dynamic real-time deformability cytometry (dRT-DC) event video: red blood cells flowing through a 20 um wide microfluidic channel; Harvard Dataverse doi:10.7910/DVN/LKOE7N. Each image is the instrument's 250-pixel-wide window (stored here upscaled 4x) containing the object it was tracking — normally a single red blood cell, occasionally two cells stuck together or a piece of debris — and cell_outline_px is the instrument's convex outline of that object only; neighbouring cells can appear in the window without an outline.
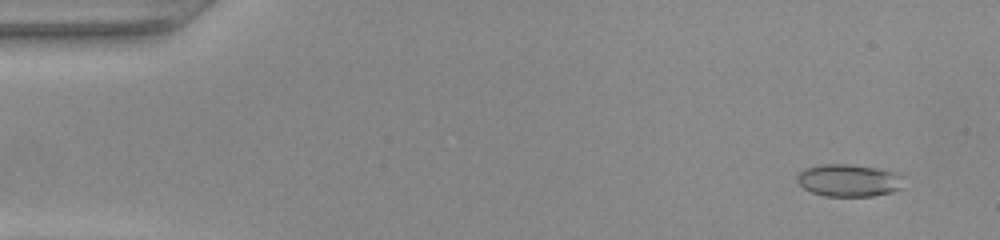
{"species": "common noctule bat (a hibernating species)", "species_latin": "Nyctalus noctula", "temperature_condition": "warm", "stored_images_in_passage": 50, "camera_frame_rate_fps": 3000, "um_per_image_px": 0.085, "animal": {"sex": "female", "body_mass_g": 22.0, "forearm_length_mm": 56.7}, "frame": {"image": 1, "passage_image": 4, "time_ms": 1.0, "image_size_px": [1000, 240], "cell_outline_px": [[904, 176], [900, 188], [892, 192], [872, 196], [824, 196], [812, 192], [804, 188], [796, 180], [796, 176], [804, 168], [824, 164], [848, 164], [876, 168], [896, 172]], "centroid_in_image_um": [72.14, 15.33], "position_along_channel_um": 12.9, "area_um2": 20.11}}
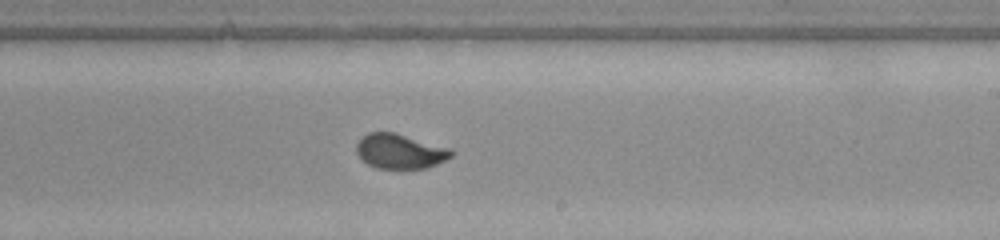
{"frame": {"image": 2, "passage_image": 30, "time_ms": 9.667, "image_size_px": [1000, 240], "cell_outline_px": [[452, 156], [436, 164], [424, 168], [376, 168], [368, 164], [356, 152], [356, 144], [368, 132], [392, 132], [448, 148], [452, 152]], "centroid_in_image_um": [33.95, 12.86], "position_along_channel_um": 255.0, "area_um2": 18.61}}
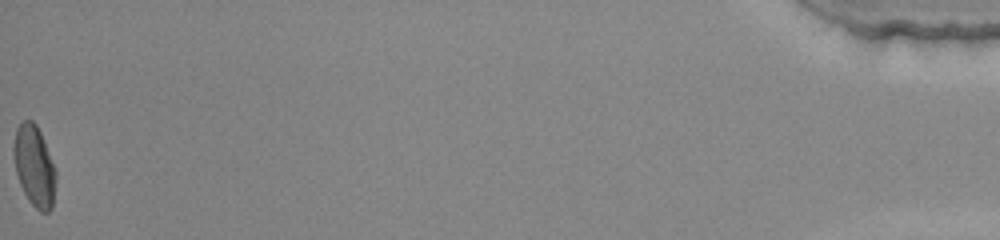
{"frame": {"image": 3, "passage_image": 50, "time_ms": 16.333, "image_size_px": [1000, 240], "cell_outline_px": [[56, 180], [52, 208], [48, 212], [40, 212], [28, 200], [20, 184], [16, 172], [12, 152], [12, 148], [16, 128], [24, 120], [32, 120], [36, 124], [40, 132], [56, 172]], "centroid_in_image_um": [2.9, 14.12], "position_along_channel_um": 432.3, "area_um2": 19.83}}